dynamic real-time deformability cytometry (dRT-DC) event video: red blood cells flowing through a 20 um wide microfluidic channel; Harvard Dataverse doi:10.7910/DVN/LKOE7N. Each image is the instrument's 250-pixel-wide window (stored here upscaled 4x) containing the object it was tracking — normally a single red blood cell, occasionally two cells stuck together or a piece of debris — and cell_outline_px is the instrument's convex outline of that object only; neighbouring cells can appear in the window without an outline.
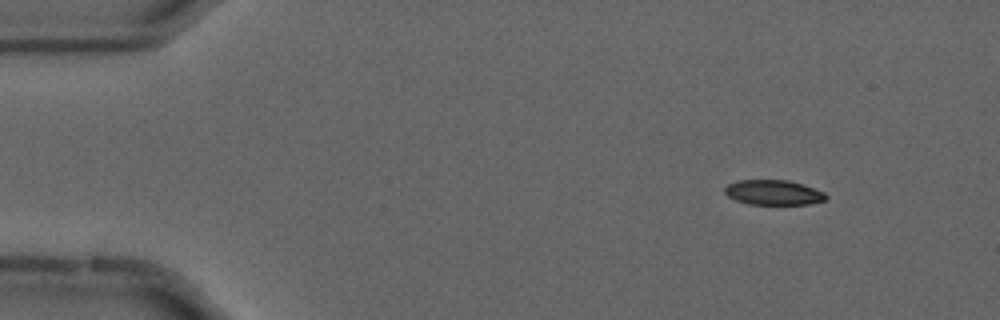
{"species": "common noctule bat (a hibernating species)", "species_latin": "Nyctalus noctula", "temperature_condition": "cold", "stored_images_in_passage": 50, "camera_frame_rate_fps": 3000, "um_per_image_px": 0.085, "animal": {"sex": "male", "forearm_length_mm": 52.5}, "frame": {"image": 1, "passage_image": 1, "time_ms": 0.0, "image_size_px": [1000, 320], "cell_outline_px": [[828, 196], [824, 200], [812, 204], [748, 204], [736, 200], [728, 196], [724, 192], [724, 188], [728, 184], [736, 180], [788, 180], [824, 192]], "centroid_in_image_um": [65.71, 16.36], "position_along_channel_um": 19.3, "area_um2": 14.62}}
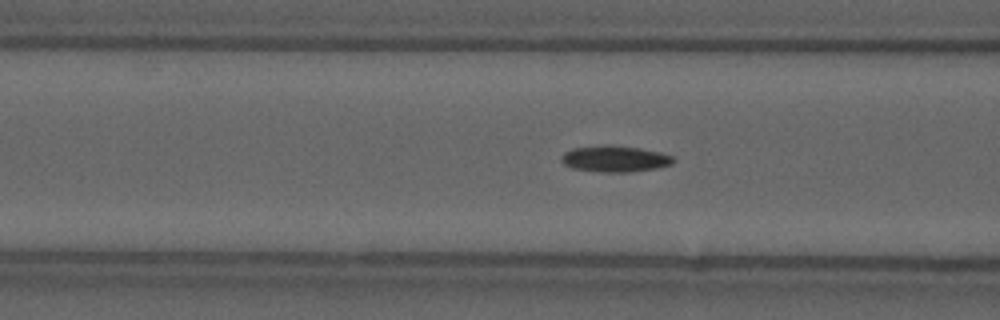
{"frame": {"image": 2, "passage_image": 16, "time_ms": 5.0, "image_size_px": [1000, 320], "cell_outline_px": [[676, 160], [672, 164], [656, 168], [628, 172], [604, 172], [572, 168], [564, 164], [560, 160], [560, 156], [564, 152], [572, 148], [604, 144], [612, 144], [640, 148], [660, 152], [672, 156]], "centroid_in_image_um": [52.24, 13.48], "position_along_channel_um": 114.4, "area_um2": 17.34}}
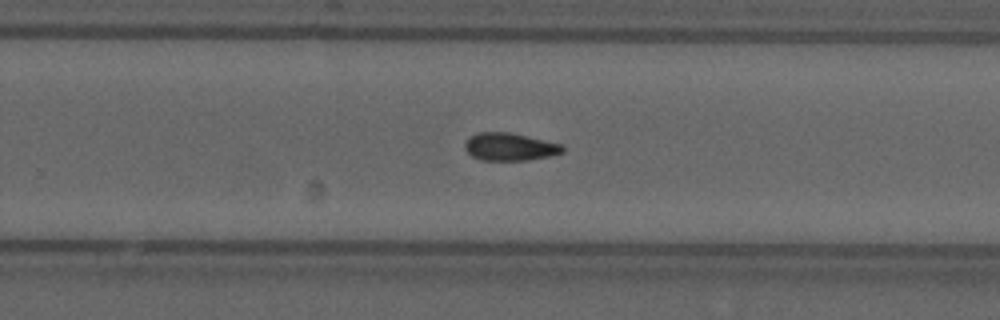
{"frame": {"image": 3, "passage_image": 30, "time_ms": 9.667, "image_size_px": [1000, 320], "cell_outline_px": [[564, 152], [552, 156], [528, 160], [480, 160], [472, 156], [464, 148], [464, 144], [472, 136], [480, 132], [508, 132], [560, 144], [564, 148]], "centroid_in_image_um": [43.33, 12.49], "position_along_channel_um": 286.5, "area_um2": 15.55}, "authors_computed_cell_mechanics": {"area_um2": 15.6638, "velocity_mm_per_s": 3.6989, "shape_relaxation_time_tau1_ms": 10.3263, "shape_relaxation_time_tau2_ms": 11.3877, "deformation_change_tau1": 0.1868, "deformation_change_tau2": 0.1791}}